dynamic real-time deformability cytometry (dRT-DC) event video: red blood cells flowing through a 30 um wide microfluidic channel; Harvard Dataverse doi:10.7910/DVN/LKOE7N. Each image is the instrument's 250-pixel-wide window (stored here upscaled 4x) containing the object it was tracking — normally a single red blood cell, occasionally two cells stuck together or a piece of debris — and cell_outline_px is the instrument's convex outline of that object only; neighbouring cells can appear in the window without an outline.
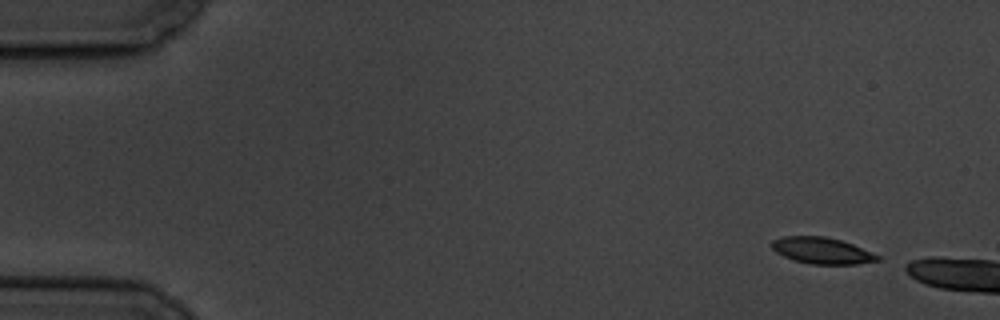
{"species": "common noctule bat (a hibernating species)", "species_latin": "Nyctalus noctula", "temperature_condition": "cold", "stored_images_in_passage": 3, "camera_frame_rate_fps": 3000, "um_per_image_px": 0.085, "animal": {"sex": "male", "body_mass_g": 19.5, "forearm_length_mm": 54.6}, "frame": {"image": 1, "passage_image": 1, "time_ms": 0.0, "image_size_px": [1000, 320], "cell_outline_px": [[880, 260], [856, 264], [812, 264], [792, 260], [776, 252], [772, 248], [772, 240], [784, 236], [824, 236], [840, 240], [852, 244], [880, 256]], "centroid_in_image_um": [69.84, 21.3], "position_along_channel_um": 15.2, "area_um2": 16.13}}